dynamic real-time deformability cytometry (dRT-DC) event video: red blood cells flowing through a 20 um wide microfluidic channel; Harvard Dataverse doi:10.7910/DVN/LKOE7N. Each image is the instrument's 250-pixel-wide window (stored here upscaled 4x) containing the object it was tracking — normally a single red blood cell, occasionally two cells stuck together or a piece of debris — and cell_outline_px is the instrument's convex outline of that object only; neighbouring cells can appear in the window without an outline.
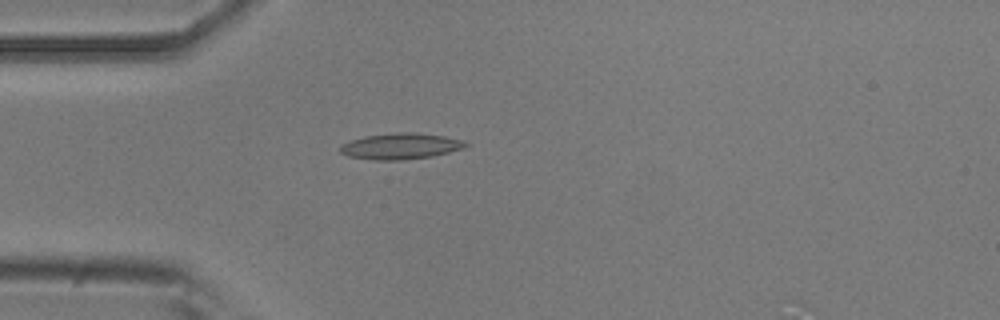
{"species": "common noctule bat (a hibernating species)", "species_latin": "Nyctalus noctula", "temperature_condition": "room temperature", "stored_images_in_passage": 11, "camera_frame_rate_fps": 3000, "um_per_image_px": 0.085, "animal": {"sex": "male", "body_mass_g": 20.5, "forearm_length_mm": 52.5}, "frame": {"image": 1, "passage_image": 9, "time_ms": 2.667, "image_size_px": [1000, 320], "cell_outline_px": [[472, 144], [464, 148], [432, 156], [404, 160], [372, 160], [348, 156], [340, 152], [340, 144], [364, 136], [396, 132], [416, 132], [444, 136], [464, 140]], "centroid_in_image_um": [34.07, 12.42], "position_along_channel_um": 50.9, "area_um2": 19.25}}